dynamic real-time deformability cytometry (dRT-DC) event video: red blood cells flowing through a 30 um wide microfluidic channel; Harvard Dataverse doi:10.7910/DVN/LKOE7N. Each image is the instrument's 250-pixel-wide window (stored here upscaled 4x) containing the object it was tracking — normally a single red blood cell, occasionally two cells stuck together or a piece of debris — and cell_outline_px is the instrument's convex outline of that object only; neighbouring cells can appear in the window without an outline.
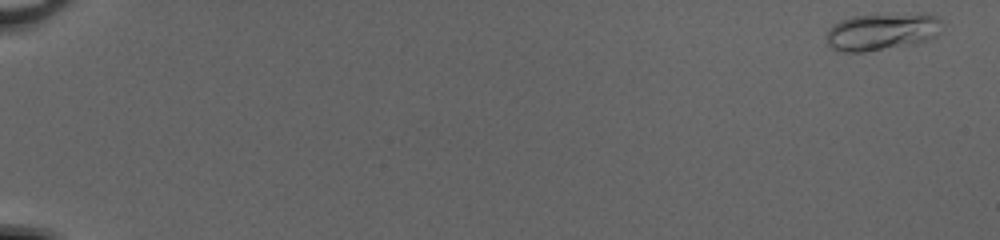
{"species": "common noctule bat (a hibernating species)", "species_latin": "Nyctalus noctula", "temperature_condition": "cold", "stored_images_in_passage": 52, "camera_frame_rate_fps": 3000, "um_per_image_px": 0.085, "animal": {"sex": "female", "body_mass_g": 20.0, "forearm_length_mm": 54.0}, "frame": {"image": 1, "passage_image": 2, "time_ms": 0.333, "image_size_px": [1000, 240], "cell_outline_px": [[944, 24], [936, 36], [928, 40], [916, 44], [868, 52], [840, 52], [832, 48], [828, 44], [828, 28], [832, 24], [840, 20], [852, 16], [936, 16]], "centroid_in_image_um": [74.92, 2.75], "position_along_channel_um": 10.1, "area_um2": 24.51}}
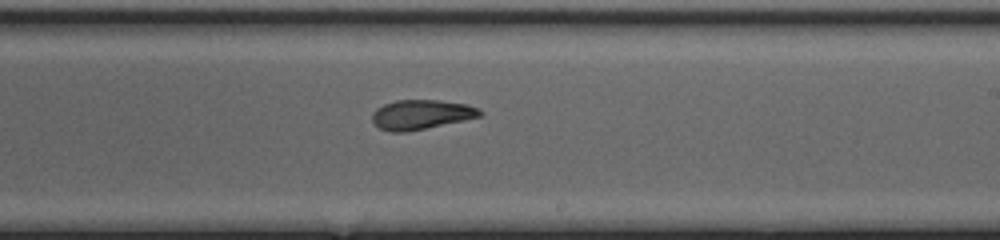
{"frame": {"image": 2, "passage_image": 34, "time_ms": 11.0, "image_size_px": [1000, 240], "cell_outline_px": [[484, 112], [480, 116], [464, 120], [404, 132], [392, 132], [380, 128], [372, 120], [372, 112], [376, 108], [384, 104], [396, 100], [436, 100], [468, 104]], "centroid_in_image_um": [35.78, 9.72], "position_along_channel_um": 253.2, "area_um2": 18.32}}
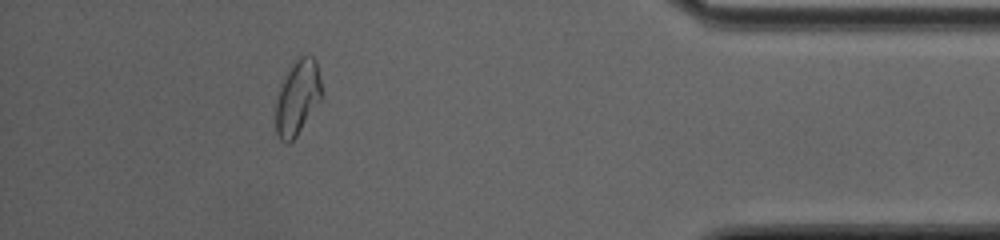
{"frame": {"image": 3, "passage_image": 48, "time_ms": 15.667, "image_size_px": [1000, 240], "cell_outline_px": [[324, 96], [296, 136], [288, 144], [284, 144], [280, 140], [276, 132], [276, 100], [280, 84], [288, 68], [296, 56], [312, 56], [316, 60], [324, 92]], "centroid_in_image_um": [25.3, 8.26], "position_along_channel_um": 409.9, "area_um2": 20.58}, "authors_computed_cell_mechanics": {"area_um2": 19.3052, "velocity_mm_per_s": 4.1504, "shape_relaxation_time_tau1_ms": 4.6245, "shape_relaxation_time_tau2_ms": 2.6853, "deformation_change_tau1": 0.1721, "deformation_change_tau2": 0.0706}}